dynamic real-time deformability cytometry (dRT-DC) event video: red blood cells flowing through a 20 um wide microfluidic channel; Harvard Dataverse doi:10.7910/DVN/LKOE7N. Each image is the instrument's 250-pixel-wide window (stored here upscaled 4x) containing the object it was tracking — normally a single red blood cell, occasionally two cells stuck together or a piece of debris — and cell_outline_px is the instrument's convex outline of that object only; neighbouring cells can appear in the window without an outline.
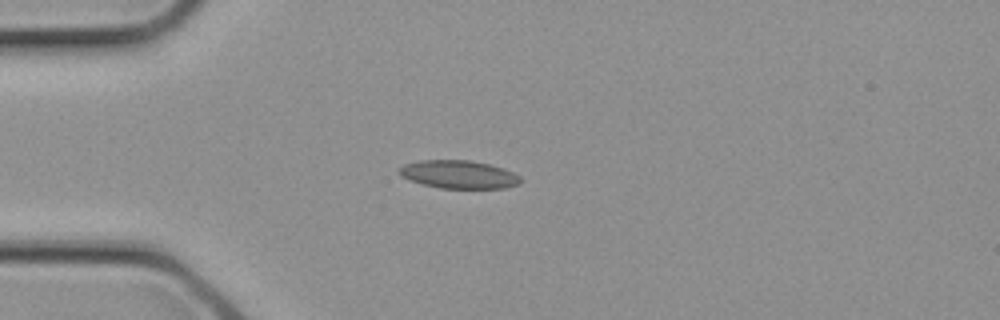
{"species": "common noctule bat (a hibernating species)", "species_latin": "Nyctalus noctula", "temperature_condition": "cold", "stored_images_in_passage": 3, "camera_frame_rate_fps": 3000, "um_per_image_px": 0.085, "animal": {"sex": "female", "body_mass_g": 21.9}, "frame": {"image": 1, "passage_image": 3, "time_ms": 0.667, "image_size_px": [1000, 320], "cell_outline_px": [[524, 180], [520, 184], [504, 188], [440, 188], [408, 180], [400, 176], [396, 172], [404, 164], [420, 160], [468, 160], [488, 164], [504, 168], [520, 176]], "centroid_in_image_um": [38.99, 14.83], "position_along_channel_um": 46.0, "area_um2": 20.0}}